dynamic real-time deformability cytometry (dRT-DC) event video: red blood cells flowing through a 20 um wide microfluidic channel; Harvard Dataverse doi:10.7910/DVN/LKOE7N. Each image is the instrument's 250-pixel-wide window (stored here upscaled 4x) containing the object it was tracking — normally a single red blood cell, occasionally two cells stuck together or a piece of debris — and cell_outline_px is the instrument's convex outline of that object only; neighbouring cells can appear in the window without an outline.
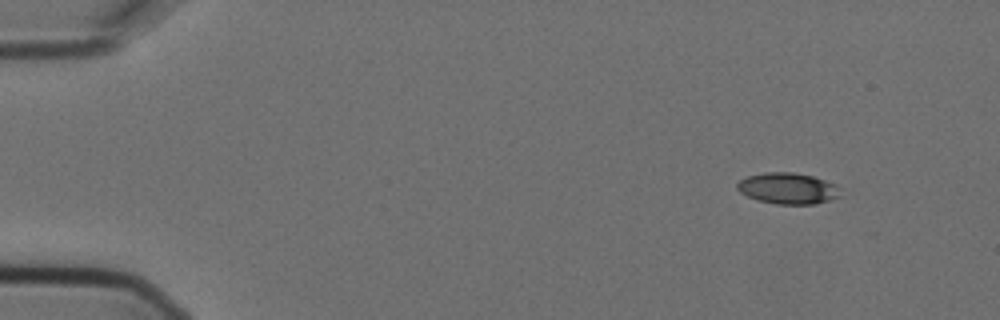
{"species": "Egyptian fruit bat (a non-hibernating species)", "species_latin": "Rousettus aegyptiacus", "temperature_condition": "cold", "stored_images_in_passage": 4, "camera_frame_rate_fps": 3000, "um_per_image_px": 0.085, "animal": {"sex": "female"}, "frame": {"image": 1, "passage_image": 1, "time_ms": 0.0, "image_size_px": [1000, 320], "cell_outline_px": [[840, 196], [828, 200], [812, 204], [776, 204], [756, 200], [740, 192], [736, 188], [736, 184], [740, 180], [748, 176], [764, 172], [792, 172], [812, 176], [836, 184], [840, 188]], "centroid_in_image_um": [66.95, 16.01], "position_along_channel_um": 18.0, "area_um2": 18.73}}
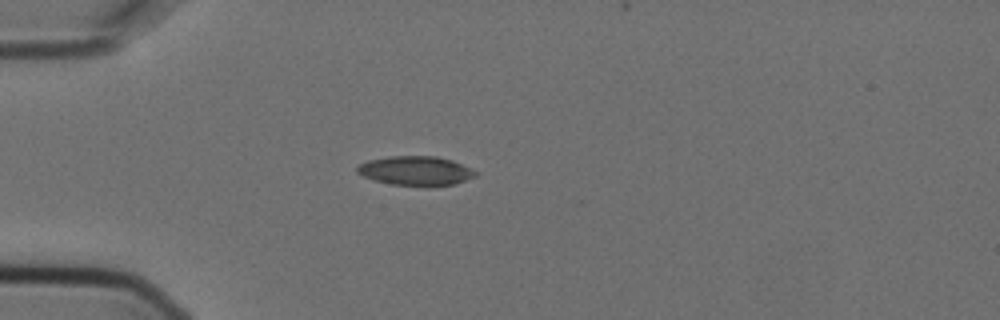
{"frame": {"image": 2, "passage_image": 3, "time_ms": 0.667, "image_size_px": [1000, 320], "cell_outline_px": [[476, 176], [452, 184], [428, 188], [392, 184], [376, 180], [364, 176], [356, 172], [356, 168], [360, 164], [368, 160], [388, 156], [436, 156], [452, 160], [472, 168], [476, 172]], "centroid_in_image_um": [35.35, 14.53], "position_along_channel_um": 49.7, "area_um2": 20.4}}